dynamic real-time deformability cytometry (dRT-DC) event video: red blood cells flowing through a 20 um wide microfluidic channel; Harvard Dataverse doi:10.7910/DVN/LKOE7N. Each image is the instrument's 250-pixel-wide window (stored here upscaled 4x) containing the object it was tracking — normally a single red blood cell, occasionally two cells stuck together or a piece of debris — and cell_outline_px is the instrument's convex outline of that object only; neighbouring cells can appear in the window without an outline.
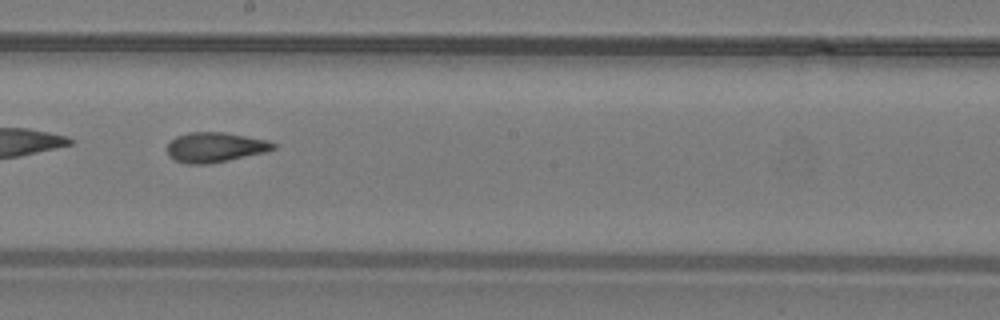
{"species": "common noctule bat (a hibernating species)", "species_latin": "Nyctalus noctula", "temperature_condition": "warm", "stored_images_in_passage": 47, "camera_frame_rate_fps": 3000, "um_per_image_px": 0.085, "animal": {"sex": "male", "body_mass_g": 19.2, "forearm_length_mm": 51.8}, "frame": {"image": 1, "passage_image": 27, "time_ms": 8.667, "image_size_px": [1000, 320], "cell_outline_px": [[276, 148], [264, 152], [228, 160], [208, 164], [188, 164], [176, 160], [168, 156], [168, 144], [176, 136], [192, 132], [224, 132], [268, 140], [276, 144]], "centroid_in_image_um": [18.29, 12.51], "position_along_channel_um": 229.9, "area_um2": 18.32}}
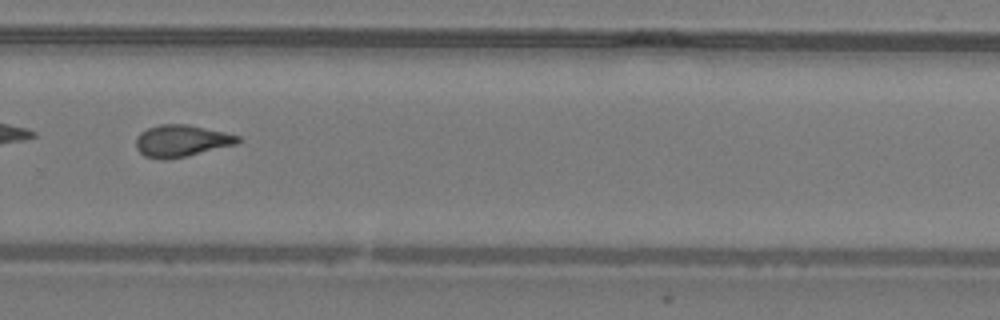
{"frame": {"image": 2, "passage_image": 33, "time_ms": 10.667, "image_size_px": [1000, 320], "cell_outline_px": [[240, 140], [236, 144], [184, 156], [164, 160], [144, 156], [136, 148], [136, 136], [140, 132], [148, 128], [160, 124], [188, 124], [224, 132], [240, 136]], "centroid_in_image_um": [15.38, 11.96], "position_along_channel_um": 314.4, "area_um2": 18.73}}